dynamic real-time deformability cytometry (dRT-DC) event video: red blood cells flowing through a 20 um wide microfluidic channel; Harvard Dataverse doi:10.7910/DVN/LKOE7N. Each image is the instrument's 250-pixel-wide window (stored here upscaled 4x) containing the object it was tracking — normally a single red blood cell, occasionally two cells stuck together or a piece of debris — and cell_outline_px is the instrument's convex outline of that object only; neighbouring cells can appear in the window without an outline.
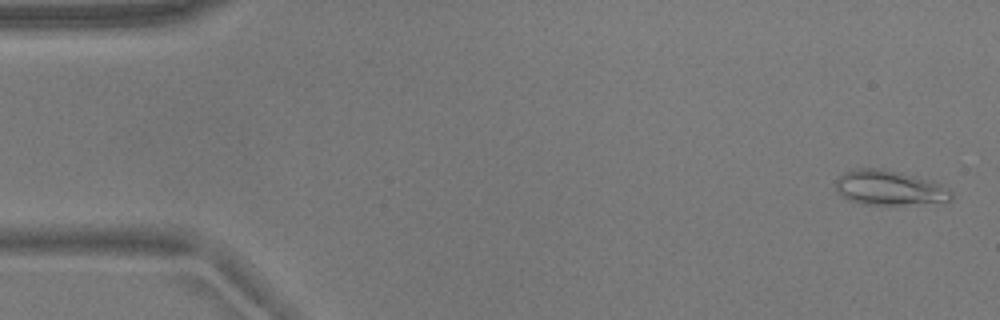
{"species": "common noctule bat (a hibernating species)", "species_latin": "Nyctalus noctula", "temperature_condition": "warm", "stored_images_in_passage": 53, "camera_frame_rate_fps": 3000, "um_per_image_px": 0.085, "animal": {"sex": "male", "body_mass_g": 17.9}, "frame": {"image": 1, "passage_image": 1, "time_ms": 0.0, "image_size_px": [1000, 320], "cell_outline_px": [[952, 200], [948, 204], [864, 204], [848, 200], [840, 196], [836, 188], [836, 180], [844, 172], [856, 168], [880, 168], [900, 172], [932, 180], [948, 188], [952, 192]], "centroid_in_image_um": [75.67, 15.98], "position_along_channel_um": 9.3, "area_um2": 23.93}}
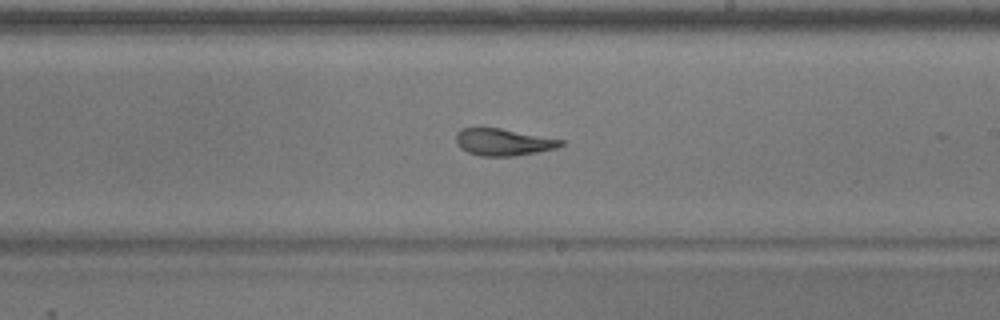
{"frame": {"image": 2, "passage_image": 30, "time_ms": 9.667, "image_size_px": [1000, 320], "cell_outline_px": [[564, 144], [556, 148], [516, 156], [480, 156], [468, 152], [460, 148], [456, 144], [456, 132], [460, 128], [500, 128], [564, 140]], "centroid_in_image_um": [42.75, 12.08], "position_along_channel_um": 246.3, "area_um2": 16.47}}
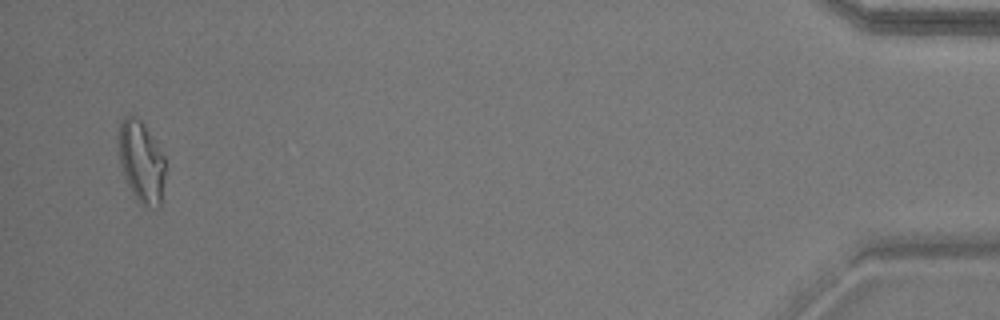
{"frame": {"image": 3, "passage_image": 51, "time_ms": 16.667, "image_size_px": [1000, 320], "cell_outline_px": [[164, 180], [160, 204], [156, 208], [144, 208], [136, 200], [124, 176], [120, 160], [120, 120], [124, 116], [132, 116], [140, 120], [144, 124], [164, 156]], "centroid_in_image_um": [12.03, 13.8], "position_along_channel_um": 423.2, "area_um2": 21.79}, "authors_computed_cell_mechanics": {"area_um2": 18.5538, "velocity_mm_per_s": 3.7365, "shape_relaxation_time_tau1_ms": null, "shape_relaxation_time_tau2_ms": 2.6003, "deformation_change_tau1": null, "deformation_change_tau2": 0.1138}}